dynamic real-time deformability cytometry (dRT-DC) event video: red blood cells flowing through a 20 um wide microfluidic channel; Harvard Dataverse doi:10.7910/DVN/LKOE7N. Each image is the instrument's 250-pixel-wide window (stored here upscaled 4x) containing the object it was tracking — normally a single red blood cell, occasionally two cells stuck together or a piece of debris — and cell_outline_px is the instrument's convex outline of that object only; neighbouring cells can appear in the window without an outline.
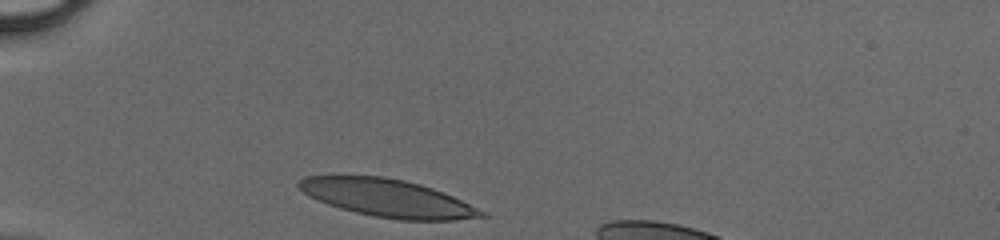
{"species": "human", "species_latin": "Homo sapiens", "temperature_condition": "cold", "stored_images_in_passage": 27, "camera_frame_rate_fps": 3000, "um_per_image_px": 0.085, "donor": {"sex": "male"}, "frame": {"image": 1, "passage_image": 1, "time_ms": 0.0, "image_size_px": [1000, 240], "cell_outline_px": [[488, 216], [456, 220], [400, 220], [376, 216], [356, 212], [340, 208], [328, 204], [308, 196], [296, 184], [304, 176], [384, 176], [404, 180], [420, 184], [444, 192], [488, 212]], "centroid_in_image_um": [32.99, 16.84], "position_along_channel_um": 52.0, "area_um2": 39.94}}
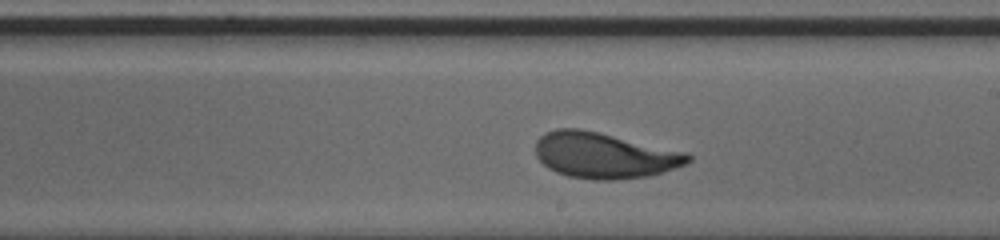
{"frame": {"image": 2, "passage_image": 16, "time_ms": 5.0, "image_size_px": [1000, 240], "cell_outline_px": [[692, 160], [688, 164], [676, 168], [648, 176], [616, 180], [592, 180], [568, 176], [556, 172], [548, 168], [536, 156], [536, 140], [544, 132], [556, 128], [580, 128], [600, 132], [684, 152], [692, 156]], "centroid_in_image_um": [51.34, 13.21], "position_along_channel_um": 237.7, "area_um2": 40.86}}
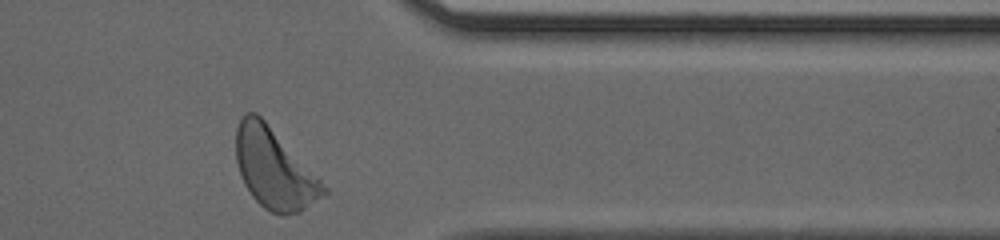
{"frame": {"image": 3, "passage_image": 27, "time_ms": 8.667, "image_size_px": [1000, 240], "cell_outline_px": [[328, 192], [300, 212], [288, 216], [280, 216], [264, 208], [252, 196], [244, 184], [240, 176], [236, 160], [236, 128], [244, 112], [256, 112], [320, 176], [328, 188]], "centroid_in_image_um": [23.33, 14.36], "position_along_channel_um": 388.1, "area_um2": 41.21}}